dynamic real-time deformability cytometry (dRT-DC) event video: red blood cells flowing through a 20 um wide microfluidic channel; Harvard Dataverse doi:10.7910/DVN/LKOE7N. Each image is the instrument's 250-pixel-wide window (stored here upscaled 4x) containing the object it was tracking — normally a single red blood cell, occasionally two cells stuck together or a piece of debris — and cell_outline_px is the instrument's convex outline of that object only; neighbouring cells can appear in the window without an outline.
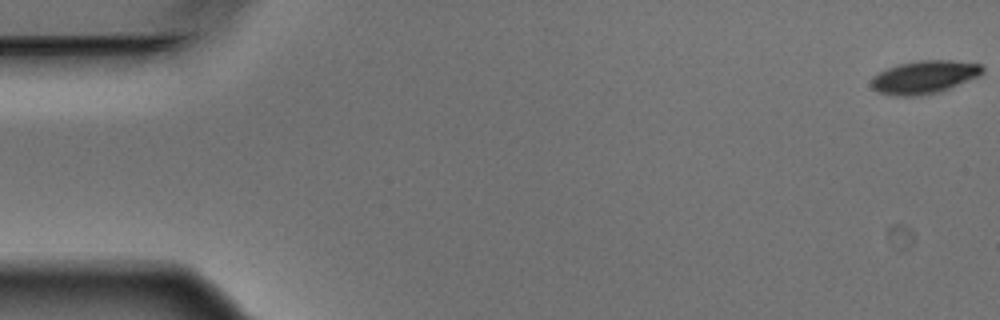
{"species": "Egyptian fruit bat (a non-hibernating species)", "species_latin": "Rousettus aegyptiacus", "temperature_condition": "warm", "stored_images_in_passage": 8, "camera_frame_rate_fps": 3000, "um_per_image_px": 0.085, "animal": {"sex": "male"}, "frame": {"image": 1, "passage_image": 1, "time_ms": 0.0, "image_size_px": [1000, 320], "cell_outline_px": [[984, 72], [980, 76], [940, 92], [916, 96], [888, 96], [876, 92], [872, 88], [872, 76], [896, 64], [916, 60], [952, 60], [980, 64], [984, 68]], "centroid_in_image_um": [78.55, 6.56], "position_along_channel_um": 6.4, "area_um2": 21.73}}
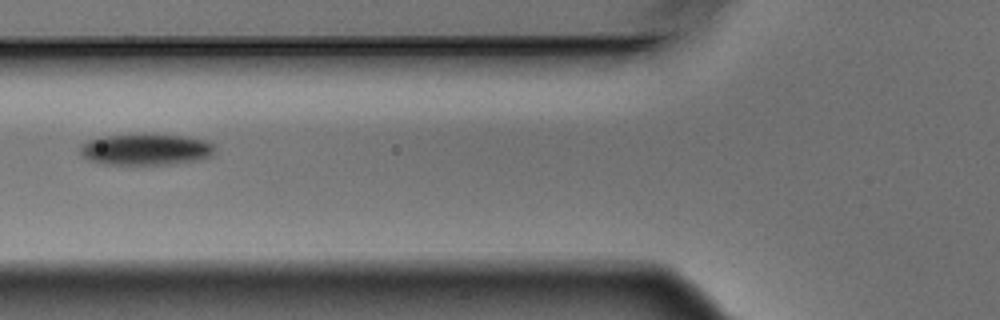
{"frame": {"image": 2, "passage_image": 6, "time_ms": 1.667, "image_size_px": [1000, 320], "cell_outline_px": [[212, 152], [208, 156], [196, 160], [172, 164], [104, 164], [88, 160], [80, 152], [80, 148], [88, 140], [100, 136], [144, 132], [184, 136], [204, 140], [212, 144]], "centroid_in_image_um": [12.33, 12.67], "position_along_channel_um": 113.5, "area_um2": 24.8}}
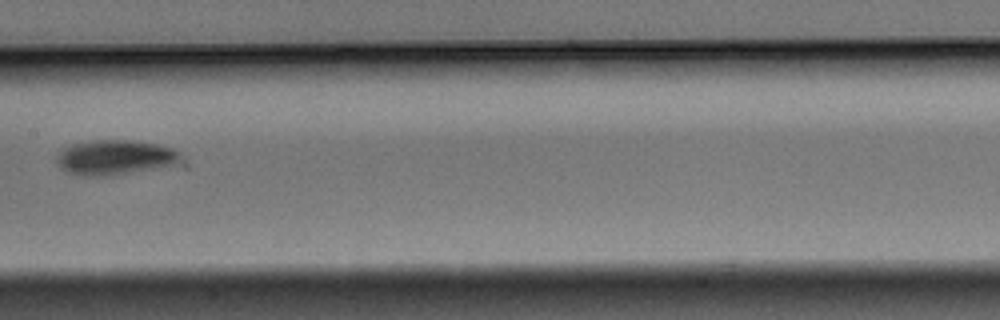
{"frame": {"image": 3, "passage_image": 8, "time_ms": 2.333, "image_size_px": [1000, 320], "cell_outline_px": [[180, 156], [172, 164], [124, 172], [96, 176], [84, 176], [68, 172], [56, 160], [56, 156], [64, 148], [72, 144], [96, 140], [132, 140], [156, 144], [172, 148], [180, 152]], "centroid_in_image_um": [9.7, 13.34], "position_along_channel_um": 197.7, "area_um2": 24.04}}